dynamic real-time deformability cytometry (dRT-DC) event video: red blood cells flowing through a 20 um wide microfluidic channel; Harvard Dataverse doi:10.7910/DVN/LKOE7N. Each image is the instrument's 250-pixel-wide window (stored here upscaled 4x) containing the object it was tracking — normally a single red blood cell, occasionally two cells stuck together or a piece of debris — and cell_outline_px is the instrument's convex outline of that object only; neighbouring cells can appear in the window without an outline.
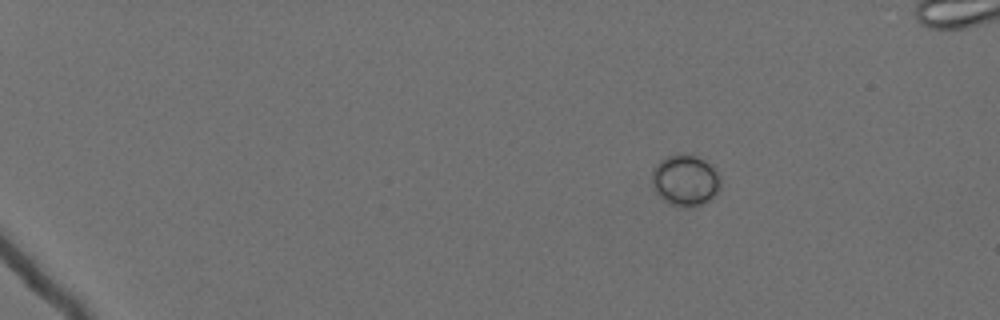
{"species": "Egyptian fruit bat (a non-hibernating species)", "species_latin": "Rousettus aegyptiacus", "temperature_condition": "cold", "stored_images_in_passage": 51, "camera_frame_rate_fps": 3000, "um_per_image_px": 0.085, "animal": {"sex": "female"}, "frame": {"image": 1, "passage_image": 1, "time_ms": 0.0, "image_size_px": [1000, 320], "cell_outline_px": [[720, 188], [716, 196], [712, 200], [696, 208], [684, 208], [668, 204], [656, 192], [652, 180], [652, 172], [656, 164], [660, 160], [676, 152], [684, 152], [696, 156], [712, 164], [716, 168], [720, 176]], "centroid_in_image_um": [58.3, 15.34], "position_along_channel_um": 26.7, "area_um2": 21.27}}
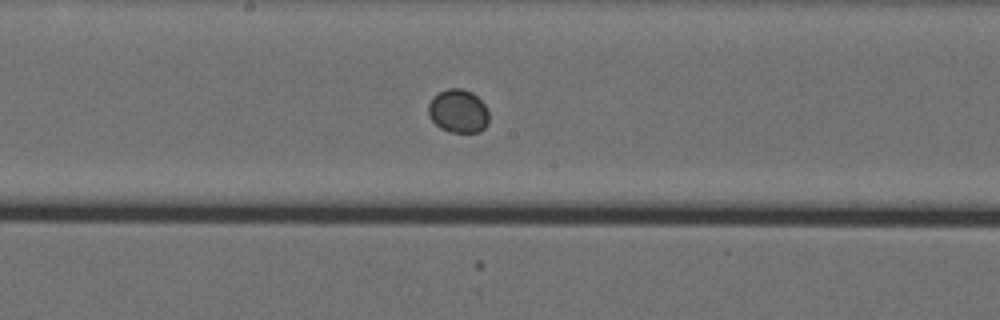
{"frame": {"image": 2, "passage_image": 27, "time_ms": 8.667, "image_size_px": [1000, 320], "cell_outline_px": [[488, 124], [480, 132], [448, 132], [440, 128], [428, 116], [428, 104], [432, 96], [448, 88], [464, 88], [472, 92], [484, 104], [488, 112]], "centroid_in_image_um": [38.93, 9.44], "position_along_channel_um": 209.3, "area_um2": 15.49}}
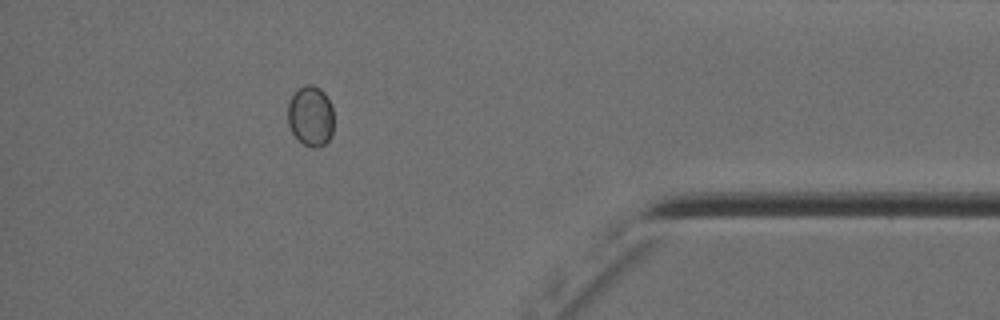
{"frame": {"image": 3, "passage_image": 46, "time_ms": 15.0, "image_size_px": [1000, 320], "cell_outline_px": [[332, 136], [324, 144], [316, 148], [312, 148], [304, 144], [292, 132], [288, 124], [288, 104], [292, 96], [304, 84], [312, 84], [320, 88], [324, 92], [332, 108]], "centroid_in_image_um": [26.4, 9.86], "position_along_channel_um": 408.8, "area_um2": 16.01}, "authors_computed_cell_mechanics": {"area_um2": 15.895, "velocity_mm_per_s": 3.5496, "shape_relaxation_time_tau1_ms": 0.1701, "shape_relaxation_time_tau2_ms": null, "deformation_change_tau1": 0.0079, "deformation_change_tau2": null}}